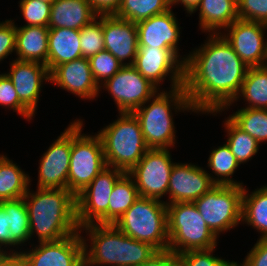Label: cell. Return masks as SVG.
Wrapping results in <instances>:
<instances>
[{
	"instance_id": "cell-27",
	"label": "cell",
	"mask_w": 267,
	"mask_h": 266,
	"mask_svg": "<svg viewBox=\"0 0 267 266\" xmlns=\"http://www.w3.org/2000/svg\"><path fill=\"white\" fill-rule=\"evenodd\" d=\"M244 188L242 195V221L253 226L262 234L260 239H267V186L255 189L247 194Z\"/></svg>"
},
{
	"instance_id": "cell-17",
	"label": "cell",
	"mask_w": 267,
	"mask_h": 266,
	"mask_svg": "<svg viewBox=\"0 0 267 266\" xmlns=\"http://www.w3.org/2000/svg\"><path fill=\"white\" fill-rule=\"evenodd\" d=\"M213 178L214 176L194 164L175 163L168 185L170 203L166 204L194 202L216 186Z\"/></svg>"
},
{
	"instance_id": "cell-10",
	"label": "cell",
	"mask_w": 267,
	"mask_h": 266,
	"mask_svg": "<svg viewBox=\"0 0 267 266\" xmlns=\"http://www.w3.org/2000/svg\"><path fill=\"white\" fill-rule=\"evenodd\" d=\"M124 173L118 168L107 166L76 196V219L79 228L95 223L108 224L109 198L115 183Z\"/></svg>"
},
{
	"instance_id": "cell-35",
	"label": "cell",
	"mask_w": 267,
	"mask_h": 266,
	"mask_svg": "<svg viewBox=\"0 0 267 266\" xmlns=\"http://www.w3.org/2000/svg\"><path fill=\"white\" fill-rule=\"evenodd\" d=\"M80 30V47L82 57L90 58L105 50L103 36V15L97 17Z\"/></svg>"
},
{
	"instance_id": "cell-47",
	"label": "cell",
	"mask_w": 267,
	"mask_h": 266,
	"mask_svg": "<svg viewBox=\"0 0 267 266\" xmlns=\"http://www.w3.org/2000/svg\"><path fill=\"white\" fill-rule=\"evenodd\" d=\"M201 0H170L171 7L173 4L181 3L187 10V13H191L200 3Z\"/></svg>"
},
{
	"instance_id": "cell-7",
	"label": "cell",
	"mask_w": 267,
	"mask_h": 266,
	"mask_svg": "<svg viewBox=\"0 0 267 266\" xmlns=\"http://www.w3.org/2000/svg\"><path fill=\"white\" fill-rule=\"evenodd\" d=\"M170 249L175 254L216 248L217 236L209 229L193 202L167 204Z\"/></svg>"
},
{
	"instance_id": "cell-45",
	"label": "cell",
	"mask_w": 267,
	"mask_h": 266,
	"mask_svg": "<svg viewBox=\"0 0 267 266\" xmlns=\"http://www.w3.org/2000/svg\"><path fill=\"white\" fill-rule=\"evenodd\" d=\"M0 245L11 246V233L8 224V213L0 204Z\"/></svg>"
},
{
	"instance_id": "cell-22",
	"label": "cell",
	"mask_w": 267,
	"mask_h": 266,
	"mask_svg": "<svg viewBox=\"0 0 267 266\" xmlns=\"http://www.w3.org/2000/svg\"><path fill=\"white\" fill-rule=\"evenodd\" d=\"M97 17L87 0H55L48 27L81 30Z\"/></svg>"
},
{
	"instance_id": "cell-9",
	"label": "cell",
	"mask_w": 267,
	"mask_h": 266,
	"mask_svg": "<svg viewBox=\"0 0 267 266\" xmlns=\"http://www.w3.org/2000/svg\"><path fill=\"white\" fill-rule=\"evenodd\" d=\"M244 187L216 185L193 203L209 229L218 237L221 232L242 223Z\"/></svg>"
},
{
	"instance_id": "cell-16",
	"label": "cell",
	"mask_w": 267,
	"mask_h": 266,
	"mask_svg": "<svg viewBox=\"0 0 267 266\" xmlns=\"http://www.w3.org/2000/svg\"><path fill=\"white\" fill-rule=\"evenodd\" d=\"M71 147L72 123L41 157L37 188L68 189Z\"/></svg>"
},
{
	"instance_id": "cell-11",
	"label": "cell",
	"mask_w": 267,
	"mask_h": 266,
	"mask_svg": "<svg viewBox=\"0 0 267 266\" xmlns=\"http://www.w3.org/2000/svg\"><path fill=\"white\" fill-rule=\"evenodd\" d=\"M170 150L149 149L128 172L133 178L140 197L160 200L168 193L170 174L174 162Z\"/></svg>"
},
{
	"instance_id": "cell-5",
	"label": "cell",
	"mask_w": 267,
	"mask_h": 266,
	"mask_svg": "<svg viewBox=\"0 0 267 266\" xmlns=\"http://www.w3.org/2000/svg\"><path fill=\"white\" fill-rule=\"evenodd\" d=\"M119 116L97 135L102 142L106 165L128 173L149 148L134 113L120 112Z\"/></svg>"
},
{
	"instance_id": "cell-37",
	"label": "cell",
	"mask_w": 267,
	"mask_h": 266,
	"mask_svg": "<svg viewBox=\"0 0 267 266\" xmlns=\"http://www.w3.org/2000/svg\"><path fill=\"white\" fill-rule=\"evenodd\" d=\"M21 13L27 21L24 26L48 27L51 14V4L39 0H20Z\"/></svg>"
},
{
	"instance_id": "cell-14",
	"label": "cell",
	"mask_w": 267,
	"mask_h": 266,
	"mask_svg": "<svg viewBox=\"0 0 267 266\" xmlns=\"http://www.w3.org/2000/svg\"><path fill=\"white\" fill-rule=\"evenodd\" d=\"M226 29L227 35L220 34L248 67L267 65L266 24L238 19Z\"/></svg>"
},
{
	"instance_id": "cell-36",
	"label": "cell",
	"mask_w": 267,
	"mask_h": 266,
	"mask_svg": "<svg viewBox=\"0 0 267 266\" xmlns=\"http://www.w3.org/2000/svg\"><path fill=\"white\" fill-rule=\"evenodd\" d=\"M89 62L93 78L100 88L103 87L101 85L106 80L113 77L122 67L118 59L106 50L90 57Z\"/></svg>"
},
{
	"instance_id": "cell-40",
	"label": "cell",
	"mask_w": 267,
	"mask_h": 266,
	"mask_svg": "<svg viewBox=\"0 0 267 266\" xmlns=\"http://www.w3.org/2000/svg\"><path fill=\"white\" fill-rule=\"evenodd\" d=\"M237 14L239 20L267 25V0H237Z\"/></svg>"
},
{
	"instance_id": "cell-8",
	"label": "cell",
	"mask_w": 267,
	"mask_h": 266,
	"mask_svg": "<svg viewBox=\"0 0 267 266\" xmlns=\"http://www.w3.org/2000/svg\"><path fill=\"white\" fill-rule=\"evenodd\" d=\"M83 121L72 123V147L68 172V190L76 197L104 170L105 162L100 137L82 134Z\"/></svg>"
},
{
	"instance_id": "cell-33",
	"label": "cell",
	"mask_w": 267,
	"mask_h": 266,
	"mask_svg": "<svg viewBox=\"0 0 267 266\" xmlns=\"http://www.w3.org/2000/svg\"><path fill=\"white\" fill-rule=\"evenodd\" d=\"M225 130H227V145L236 157L239 164L246 163L258 152L259 143L247 132L240 129L229 117L225 120Z\"/></svg>"
},
{
	"instance_id": "cell-34",
	"label": "cell",
	"mask_w": 267,
	"mask_h": 266,
	"mask_svg": "<svg viewBox=\"0 0 267 266\" xmlns=\"http://www.w3.org/2000/svg\"><path fill=\"white\" fill-rule=\"evenodd\" d=\"M229 118L259 144L267 141V109L241 108Z\"/></svg>"
},
{
	"instance_id": "cell-20",
	"label": "cell",
	"mask_w": 267,
	"mask_h": 266,
	"mask_svg": "<svg viewBox=\"0 0 267 266\" xmlns=\"http://www.w3.org/2000/svg\"><path fill=\"white\" fill-rule=\"evenodd\" d=\"M50 82L83 99H94L100 87L95 82L88 58L62 63L50 72Z\"/></svg>"
},
{
	"instance_id": "cell-46",
	"label": "cell",
	"mask_w": 267,
	"mask_h": 266,
	"mask_svg": "<svg viewBox=\"0 0 267 266\" xmlns=\"http://www.w3.org/2000/svg\"><path fill=\"white\" fill-rule=\"evenodd\" d=\"M0 266H28L20 253H9L0 263Z\"/></svg>"
},
{
	"instance_id": "cell-28",
	"label": "cell",
	"mask_w": 267,
	"mask_h": 266,
	"mask_svg": "<svg viewBox=\"0 0 267 266\" xmlns=\"http://www.w3.org/2000/svg\"><path fill=\"white\" fill-rule=\"evenodd\" d=\"M139 197L133 178L124 173L115 183L109 198L108 224H115Z\"/></svg>"
},
{
	"instance_id": "cell-41",
	"label": "cell",
	"mask_w": 267,
	"mask_h": 266,
	"mask_svg": "<svg viewBox=\"0 0 267 266\" xmlns=\"http://www.w3.org/2000/svg\"><path fill=\"white\" fill-rule=\"evenodd\" d=\"M16 48V25L13 20L0 22V61L7 58Z\"/></svg>"
},
{
	"instance_id": "cell-18",
	"label": "cell",
	"mask_w": 267,
	"mask_h": 266,
	"mask_svg": "<svg viewBox=\"0 0 267 266\" xmlns=\"http://www.w3.org/2000/svg\"><path fill=\"white\" fill-rule=\"evenodd\" d=\"M20 102L34 115L37 109L42 82L50 81V72L45 64L39 62L13 60L9 73Z\"/></svg>"
},
{
	"instance_id": "cell-43",
	"label": "cell",
	"mask_w": 267,
	"mask_h": 266,
	"mask_svg": "<svg viewBox=\"0 0 267 266\" xmlns=\"http://www.w3.org/2000/svg\"><path fill=\"white\" fill-rule=\"evenodd\" d=\"M139 266H179L177 254L170 249L158 250Z\"/></svg>"
},
{
	"instance_id": "cell-19",
	"label": "cell",
	"mask_w": 267,
	"mask_h": 266,
	"mask_svg": "<svg viewBox=\"0 0 267 266\" xmlns=\"http://www.w3.org/2000/svg\"><path fill=\"white\" fill-rule=\"evenodd\" d=\"M105 50L124 65H133L138 52V30L136 23L115 15H103ZM129 62L125 63L124 60Z\"/></svg>"
},
{
	"instance_id": "cell-6",
	"label": "cell",
	"mask_w": 267,
	"mask_h": 266,
	"mask_svg": "<svg viewBox=\"0 0 267 266\" xmlns=\"http://www.w3.org/2000/svg\"><path fill=\"white\" fill-rule=\"evenodd\" d=\"M166 203L139 197L114 225L135 240L166 250L169 245Z\"/></svg>"
},
{
	"instance_id": "cell-48",
	"label": "cell",
	"mask_w": 267,
	"mask_h": 266,
	"mask_svg": "<svg viewBox=\"0 0 267 266\" xmlns=\"http://www.w3.org/2000/svg\"><path fill=\"white\" fill-rule=\"evenodd\" d=\"M1 245H0V263H1V261L8 255V251H7V253H6V250L4 251L3 250V248H2V250H1Z\"/></svg>"
},
{
	"instance_id": "cell-2",
	"label": "cell",
	"mask_w": 267,
	"mask_h": 266,
	"mask_svg": "<svg viewBox=\"0 0 267 266\" xmlns=\"http://www.w3.org/2000/svg\"><path fill=\"white\" fill-rule=\"evenodd\" d=\"M29 216L30 237L38 242L57 241L80 231L76 219V197L68 189H30L23 197Z\"/></svg>"
},
{
	"instance_id": "cell-3",
	"label": "cell",
	"mask_w": 267,
	"mask_h": 266,
	"mask_svg": "<svg viewBox=\"0 0 267 266\" xmlns=\"http://www.w3.org/2000/svg\"><path fill=\"white\" fill-rule=\"evenodd\" d=\"M86 230L91 246L84 241V266H139L158 250L151 244L135 240L114 224H89Z\"/></svg>"
},
{
	"instance_id": "cell-1",
	"label": "cell",
	"mask_w": 267,
	"mask_h": 266,
	"mask_svg": "<svg viewBox=\"0 0 267 266\" xmlns=\"http://www.w3.org/2000/svg\"><path fill=\"white\" fill-rule=\"evenodd\" d=\"M185 58L184 89L194 112L217 113L237 100L249 67L220 33Z\"/></svg>"
},
{
	"instance_id": "cell-12",
	"label": "cell",
	"mask_w": 267,
	"mask_h": 266,
	"mask_svg": "<svg viewBox=\"0 0 267 266\" xmlns=\"http://www.w3.org/2000/svg\"><path fill=\"white\" fill-rule=\"evenodd\" d=\"M102 85L114 98L119 113H133L144 103L147 105L159 91V88L145 79L133 65L122 66Z\"/></svg>"
},
{
	"instance_id": "cell-23",
	"label": "cell",
	"mask_w": 267,
	"mask_h": 266,
	"mask_svg": "<svg viewBox=\"0 0 267 266\" xmlns=\"http://www.w3.org/2000/svg\"><path fill=\"white\" fill-rule=\"evenodd\" d=\"M48 35L49 27L46 26L16 27V59L48 67Z\"/></svg>"
},
{
	"instance_id": "cell-15",
	"label": "cell",
	"mask_w": 267,
	"mask_h": 266,
	"mask_svg": "<svg viewBox=\"0 0 267 266\" xmlns=\"http://www.w3.org/2000/svg\"><path fill=\"white\" fill-rule=\"evenodd\" d=\"M80 233L77 231L57 241L39 242V246L28 252L10 250L9 253H20L28 266H84V241Z\"/></svg>"
},
{
	"instance_id": "cell-42",
	"label": "cell",
	"mask_w": 267,
	"mask_h": 266,
	"mask_svg": "<svg viewBox=\"0 0 267 266\" xmlns=\"http://www.w3.org/2000/svg\"><path fill=\"white\" fill-rule=\"evenodd\" d=\"M242 263L236 264L237 266H267V239L259 238Z\"/></svg>"
},
{
	"instance_id": "cell-31",
	"label": "cell",
	"mask_w": 267,
	"mask_h": 266,
	"mask_svg": "<svg viewBox=\"0 0 267 266\" xmlns=\"http://www.w3.org/2000/svg\"><path fill=\"white\" fill-rule=\"evenodd\" d=\"M170 6V0H122L115 16L138 23L167 12Z\"/></svg>"
},
{
	"instance_id": "cell-44",
	"label": "cell",
	"mask_w": 267,
	"mask_h": 266,
	"mask_svg": "<svg viewBox=\"0 0 267 266\" xmlns=\"http://www.w3.org/2000/svg\"><path fill=\"white\" fill-rule=\"evenodd\" d=\"M94 12L100 15H115L122 0H87Z\"/></svg>"
},
{
	"instance_id": "cell-49",
	"label": "cell",
	"mask_w": 267,
	"mask_h": 266,
	"mask_svg": "<svg viewBox=\"0 0 267 266\" xmlns=\"http://www.w3.org/2000/svg\"><path fill=\"white\" fill-rule=\"evenodd\" d=\"M39 1L46 2V3H53L55 0H39Z\"/></svg>"
},
{
	"instance_id": "cell-39",
	"label": "cell",
	"mask_w": 267,
	"mask_h": 266,
	"mask_svg": "<svg viewBox=\"0 0 267 266\" xmlns=\"http://www.w3.org/2000/svg\"><path fill=\"white\" fill-rule=\"evenodd\" d=\"M15 110L23 118L31 119L33 114L20 102L12 81L4 73L0 74V106Z\"/></svg>"
},
{
	"instance_id": "cell-30",
	"label": "cell",
	"mask_w": 267,
	"mask_h": 266,
	"mask_svg": "<svg viewBox=\"0 0 267 266\" xmlns=\"http://www.w3.org/2000/svg\"><path fill=\"white\" fill-rule=\"evenodd\" d=\"M0 204L8 213V224L11 233V246L24 244L31 239L29 216L24 198L3 200Z\"/></svg>"
},
{
	"instance_id": "cell-21",
	"label": "cell",
	"mask_w": 267,
	"mask_h": 266,
	"mask_svg": "<svg viewBox=\"0 0 267 266\" xmlns=\"http://www.w3.org/2000/svg\"><path fill=\"white\" fill-rule=\"evenodd\" d=\"M138 30V46L169 48L178 54L180 38L178 21L170 9L165 13L136 23Z\"/></svg>"
},
{
	"instance_id": "cell-38",
	"label": "cell",
	"mask_w": 267,
	"mask_h": 266,
	"mask_svg": "<svg viewBox=\"0 0 267 266\" xmlns=\"http://www.w3.org/2000/svg\"><path fill=\"white\" fill-rule=\"evenodd\" d=\"M215 248L208 250H190L178 254L179 266H234L237 262L213 256Z\"/></svg>"
},
{
	"instance_id": "cell-25",
	"label": "cell",
	"mask_w": 267,
	"mask_h": 266,
	"mask_svg": "<svg viewBox=\"0 0 267 266\" xmlns=\"http://www.w3.org/2000/svg\"><path fill=\"white\" fill-rule=\"evenodd\" d=\"M198 8L200 29L208 31L209 34L221 33L220 29L226 30L235 20H238L237 0H201L190 14Z\"/></svg>"
},
{
	"instance_id": "cell-4",
	"label": "cell",
	"mask_w": 267,
	"mask_h": 266,
	"mask_svg": "<svg viewBox=\"0 0 267 266\" xmlns=\"http://www.w3.org/2000/svg\"><path fill=\"white\" fill-rule=\"evenodd\" d=\"M169 91L157 92L151 104L145 106L144 103L133 112L140 122L149 149H169L174 146L176 132L171 112L173 106L176 111H194L184 86Z\"/></svg>"
},
{
	"instance_id": "cell-13",
	"label": "cell",
	"mask_w": 267,
	"mask_h": 266,
	"mask_svg": "<svg viewBox=\"0 0 267 266\" xmlns=\"http://www.w3.org/2000/svg\"><path fill=\"white\" fill-rule=\"evenodd\" d=\"M174 50L169 48H154L151 46H138V52L133 66L154 86L163 82L171 74V90L184 84L185 58L180 61Z\"/></svg>"
},
{
	"instance_id": "cell-32",
	"label": "cell",
	"mask_w": 267,
	"mask_h": 266,
	"mask_svg": "<svg viewBox=\"0 0 267 266\" xmlns=\"http://www.w3.org/2000/svg\"><path fill=\"white\" fill-rule=\"evenodd\" d=\"M239 165V162L226 143L213 149L208 159L209 168L218 177L213 178V182L216 185L243 186V183L236 182L230 178Z\"/></svg>"
},
{
	"instance_id": "cell-26",
	"label": "cell",
	"mask_w": 267,
	"mask_h": 266,
	"mask_svg": "<svg viewBox=\"0 0 267 266\" xmlns=\"http://www.w3.org/2000/svg\"><path fill=\"white\" fill-rule=\"evenodd\" d=\"M29 183L28 174L7 156L0 155V201L24 197Z\"/></svg>"
},
{
	"instance_id": "cell-24",
	"label": "cell",
	"mask_w": 267,
	"mask_h": 266,
	"mask_svg": "<svg viewBox=\"0 0 267 266\" xmlns=\"http://www.w3.org/2000/svg\"><path fill=\"white\" fill-rule=\"evenodd\" d=\"M48 70L82 57L80 30L68 28H49Z\"/></svg>"
},
{
	"instance_id": "cell-29",
	"label": "cell",
	"mask_w": 267,
	"mask_h": 266,
	"mask_svg": "<svg viewBox=\"0 0 267 266\" xmlns=\"http://www.w3.org/2000/svg\"><path fill=\"white\" fill-rule=\"evenodd\" d=\"M243 96L246 108L267 109V65L249 67L237 99Z\"/></svg>"
}]
</instances>
